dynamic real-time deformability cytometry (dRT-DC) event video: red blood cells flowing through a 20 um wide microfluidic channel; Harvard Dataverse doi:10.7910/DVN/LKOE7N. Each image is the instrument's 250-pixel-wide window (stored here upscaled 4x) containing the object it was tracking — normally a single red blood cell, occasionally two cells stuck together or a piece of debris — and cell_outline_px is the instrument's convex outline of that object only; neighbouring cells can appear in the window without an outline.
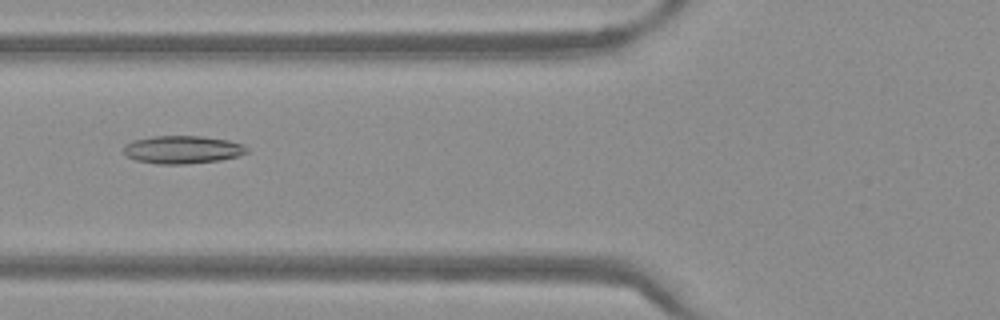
{"species": "Egyptian fruit bat (a non-hibernating species)", "species_latin": "Rousettus aegyptiacus", "temperature_condition": "warm", "stored_images_in_passage": 51, "camera_frame_rate_fps": 3000, "um_per_image_px": 0.085, "frame": {"image": 1, "passage_image": 20, "time_ms": 6.333, "image_size_px": [1000, 320], "cell_outline_px": [[248, 152], [236, 156], [220, 160], [184, 164], [156, 164], [136, 160], [128, 156], [124, 152], [124, 144], [132, 140], [152, 136], [204, 136], [228, 140], [244, 144], [248, 148]], "centroid_in_image_um": [15.51, 12.71], "position_along_channel_um": 110.3, "area_um2": 20.11}}
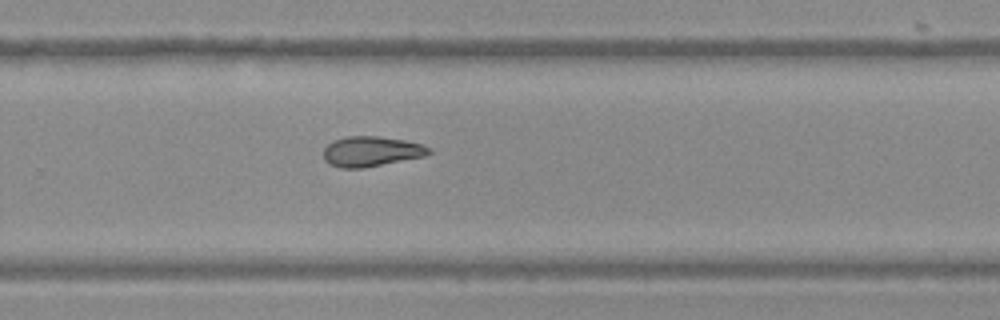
{"frame": {"image": 2, "passage_image": 34, "time_ms": 11.0, "image_size_px": [1000, 320], "cell_outline_px": [[432, 152], [424, 156], [364, 168], [340, 168], [328, 164], [324, 160], [324, 148], [332, 140], [344, 136], [376, 136], [404, 140], [420, 144], [432, 148]], "centroid_in_image_um": [31.52, 12.87], "position_along_channel_um": 298.3, "area_um2": 18.61}}
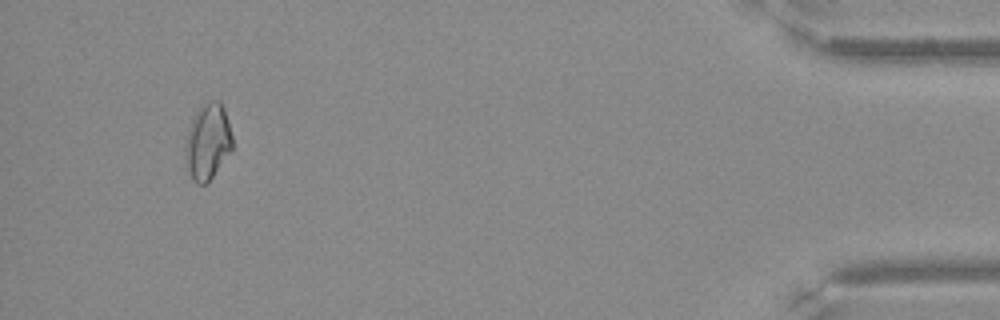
{"frame": {"image": 3, "passage_image": 48, "time_ms": 15.667, "image_size_px": [1000, 320], "cell_outline_px": [[232, 152], [208, 184], [196, 184], [192, 180], [184, 160], [184, 148], [188, 132], [192, 120], [196, 112], [204, 104], [212, 100], [220, 100], [224, 108], [228, 120], [232, 136]], "centroid_in_image_um": [17.67, 12.11], "position_along_channel_um": 417.5, "area_um2": 21.21}}